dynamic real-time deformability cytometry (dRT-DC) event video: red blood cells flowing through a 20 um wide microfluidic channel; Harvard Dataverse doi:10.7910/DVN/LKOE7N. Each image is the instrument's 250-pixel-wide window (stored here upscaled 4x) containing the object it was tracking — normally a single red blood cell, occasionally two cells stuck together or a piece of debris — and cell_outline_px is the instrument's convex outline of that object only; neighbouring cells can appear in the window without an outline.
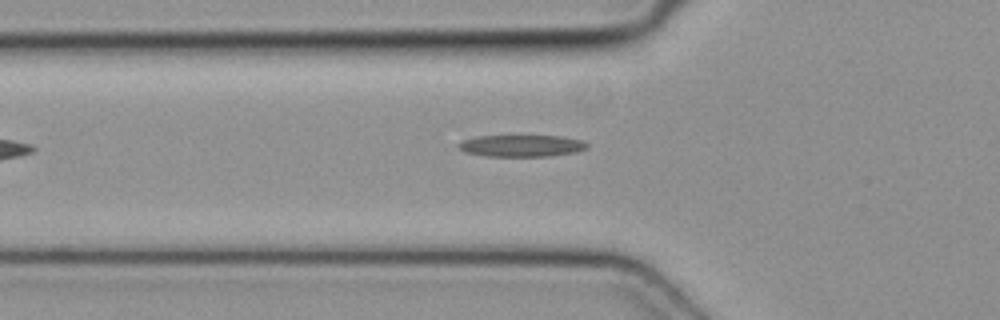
{"species": "common noctule bat (a hibernating species)", "species_latin": "Nyctalus noctula", "temperature_condition": "cold", "stored_images_in_passage": 4, "camera_frame_rate_fps": 3000, "um_per_image_px": 0.085, "animal": {"sex": "female", "body_mass_g": 19.3, "forearm_length_mm": 54.1}, "frame": {"image": 1, "passage_image": 4, "time_ms": 1.0, "image_size_px": [1000, 320], "cell_outline_px": [[588, 148], [576, 152], [548, 156], [484, 156], [464, 152], [456, 144], [464, 140], [476, 136], [560, 136], [580, 140], [588, 144]], "centroid_in_image_um": [44.31, 12.39], "position_along_channel_um": 81.5, "area_um2": 16.24}}